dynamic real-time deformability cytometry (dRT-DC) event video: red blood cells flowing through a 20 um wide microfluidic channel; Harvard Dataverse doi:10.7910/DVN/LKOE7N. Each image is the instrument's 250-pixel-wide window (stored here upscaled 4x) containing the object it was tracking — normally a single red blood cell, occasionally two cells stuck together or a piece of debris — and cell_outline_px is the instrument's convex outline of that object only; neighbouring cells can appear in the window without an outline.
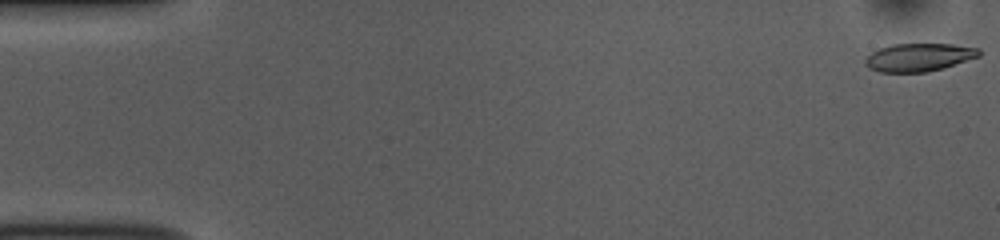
{"species": "common noctule bat (a hibernating species)", "species_latin": "Nyctalus noctula", "temperature_condition": "room temperature", "stored_images_in_passage": 52, "camera_frame_rate_fps": 3000, "um_per_image_px": 0.085, "animal": {"sex": "female", "body_mass_g": 10.0, "forearm_length_mm": 53.1}, "frame": {"image": 1, "passage_image": 1, "time_ms": 0.0, "image_size_px": [1000, 240], "cell_outline_px": [[980, 56], [928, 72], [880, 72], [868, 68], [864, 64], [864, 60], [872, 52], [880, 48], [892, 44], [952, 44], [980, 48]], "centroid_in_image_um": [78.08, 4.87], "position_along_channel_um": 6.9, "area_um2": 18.5}}
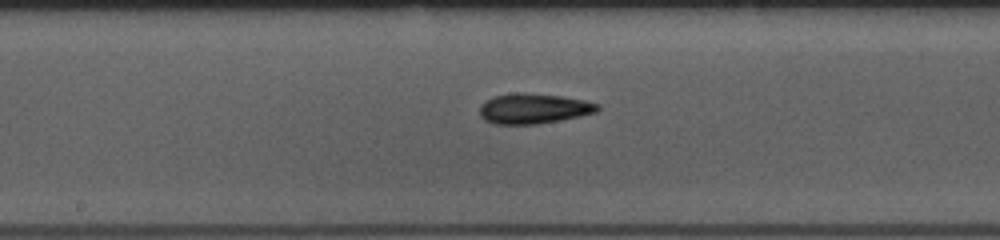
{"frame": {"image": 2, "passage_image": 27, "time_ms": 8.667, "image_size_px": [1000, 240], "cell_outline_px": [[600, 108], [596, 112], [580, 116], [560, 120], [536, 124], [492, 124], [484, 120], [480, 116], [480, 104], [484, 100], [492, 96], [512, 92], [524, 92], [560, 96], [584, 100], [600, 104]], "centroid_in_image_um": [45.31, 9.22], "position_along_channel_um": 202.9, "area_um2": 21.04}}
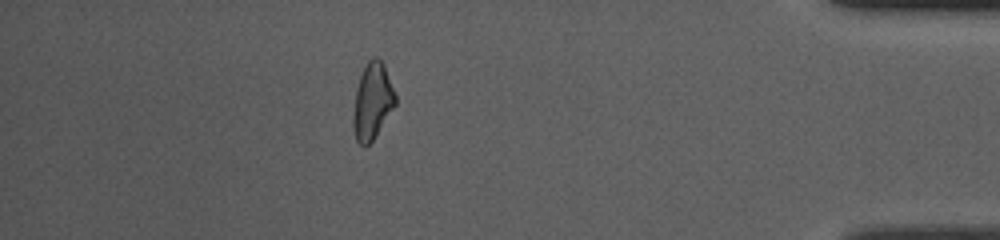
{"frame": {"image": 3, "passage_image": 46, "time_ms": 15.0, "image_size_px": [1000, 240], "cell_outline_px": [[396, 104], [372, 140], [364, 148], [356, 140], [352, 128], [352, 116], [356, 88], [360, 76], [368, 60], [372, 56], [376, 56], [384, 64], [396, 96]], "centroid_in_image_um": [31.63, 8.61], "position_along_channel_um": 403.6, "area_um2": 18.73}, "authors_computed_cell_mechanics": {"area_um2": 19.5364, "velocity_mm_per_s": 3.8718, "shape_relaxation_time_tau1_ms": 8.2654, "shape_relaxation_time_tau2_ms": 5.7477, "deformation_change_tau1": 0.2106, "deformation_change_tau2": 0.1538}}